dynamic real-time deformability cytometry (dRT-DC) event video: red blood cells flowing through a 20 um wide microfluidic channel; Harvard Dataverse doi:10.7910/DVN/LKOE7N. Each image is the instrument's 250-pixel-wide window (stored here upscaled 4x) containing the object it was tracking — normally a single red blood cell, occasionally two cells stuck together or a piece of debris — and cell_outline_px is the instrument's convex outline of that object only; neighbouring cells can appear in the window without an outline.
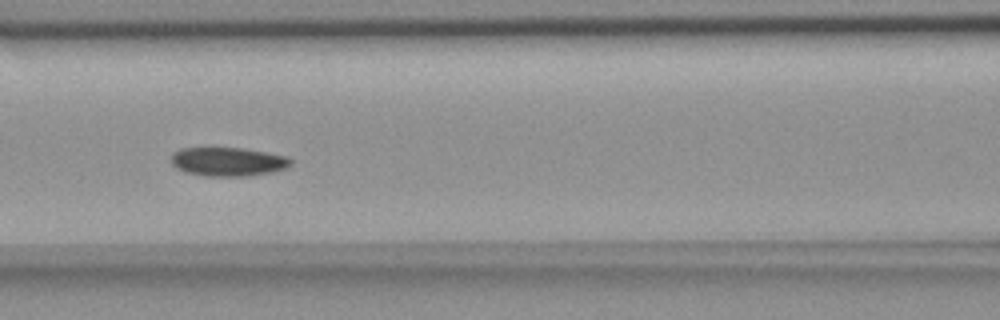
{"species": "common noctule bat (a hibernating species)", "species_latin": "Nyctalus noctula", "temperature_condition": "room temperature", "stored_images_in_passage": 6, "camera_frame_rate_fps": 3000, "um_per_image_px": 0.085, "animal": {"sex": "female", "body_mass_g": 18.4}, "frame": {"image": 1, "passage_image": 6, "time_ms": 5.667, "image_size_px": [1000, 320], "cell_outline_px": [[292, 164], [284, 168], [272, 172], [248, 176], [204, 176], [184, 172], [176, 168], [172, 164], [172, 152], [180, 148], [240, 148], [288, 156], [292, 160]], "centroid_in_image_um": [19.35, 13.75], "position_along_channel_um": 147.2, "area_um2": 20.11}}